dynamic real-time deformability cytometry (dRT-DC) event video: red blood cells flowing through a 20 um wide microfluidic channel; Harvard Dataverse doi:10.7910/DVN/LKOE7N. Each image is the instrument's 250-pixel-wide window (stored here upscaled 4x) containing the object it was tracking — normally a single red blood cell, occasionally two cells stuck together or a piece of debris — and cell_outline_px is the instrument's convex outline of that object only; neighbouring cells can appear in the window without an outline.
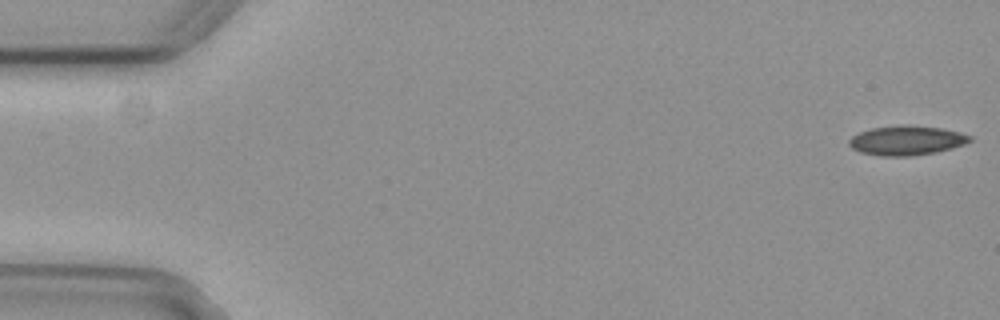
{"species": "common noctule bat (a hibernating species)", "species_latin": "Nyctalus noctula", "temperature_condition": "cold", "stored_images_in_passage": 37, "camera_frame_rate_fps": 3000, "um_per_image_px": 0.085, "animal": {"sex": "female", "body_mass_g": 29.2, "forearm_length_mm": 56.3}, "frame": {"image": 1, "passage_image": 1, "time_ms": 0.0, "image_size_px": [1000, 320], "cell_outline_px": [[972, 140], [964, 144], [952, 148], [936, 152], [912, 156], [880, 156], [860, 152], [852, 148], [848, 144], [848, 140], [852, 136], [860, 132], [872, 128], [900, 124], [908, 124], [940, 128], [960, 132], [972, 136]], "centroid_in_image_um": [77.05, 11.93], "position_along_channel_um": 7.9, "area_um2": 20.92}}
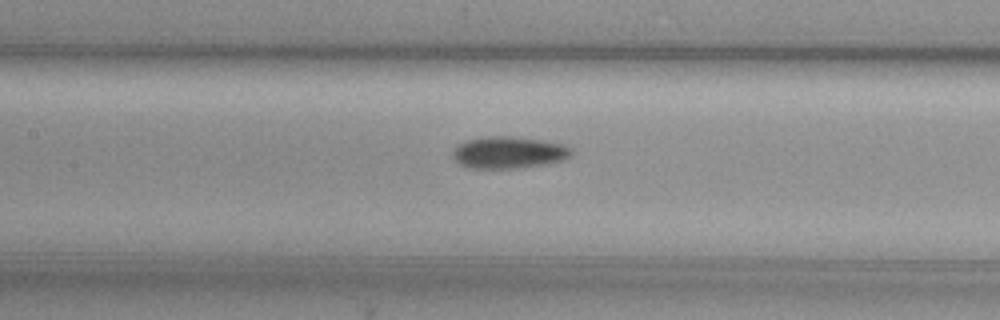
{"frame": {"image": 2, "passage_image": 25, "time_ms": 8.0, "image_size_px": [1000, 320], "cell_outline_px": [[572, 156], [560, 160], [544, 164], [516, 168], [468, 168], [460, 164], [452, 156], [452, 152], [460, 144], [468, 140], [488, 136], [508, 136], [544, 140], [564, 144], [572, 148]], "centroid_in_image_um": [43.26, 12.96], "position_along_channel_um": 164.1, "area_um2": 21.91}}
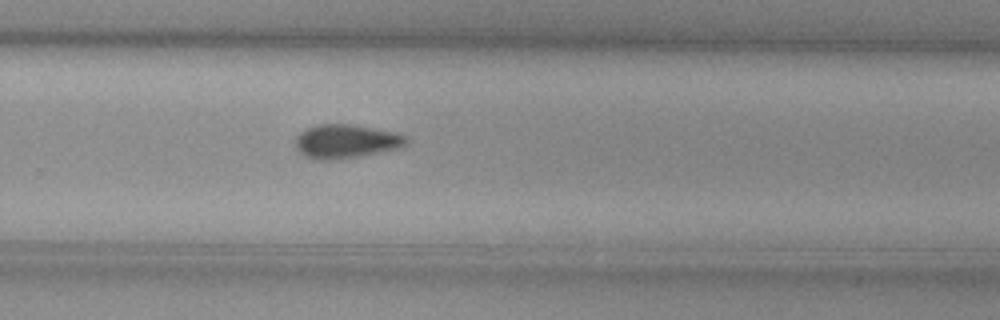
{"frame": {"image": 3, "passage_image": 36, "time_ms": 11.667, "image_size_px": [1000, 320], "cell_outline_px": [[408, 140], [404, 148], [340, 160], [312, 160], [304, 156], [296, 148], [296, 136], [304, 128], [316, 124], [352, 124], [396, 132], [408, 136]], "centroid_in_image_um": [29.43, 12.03], "position_along_channel_um": 300.4, "area_um2": 22.54}}